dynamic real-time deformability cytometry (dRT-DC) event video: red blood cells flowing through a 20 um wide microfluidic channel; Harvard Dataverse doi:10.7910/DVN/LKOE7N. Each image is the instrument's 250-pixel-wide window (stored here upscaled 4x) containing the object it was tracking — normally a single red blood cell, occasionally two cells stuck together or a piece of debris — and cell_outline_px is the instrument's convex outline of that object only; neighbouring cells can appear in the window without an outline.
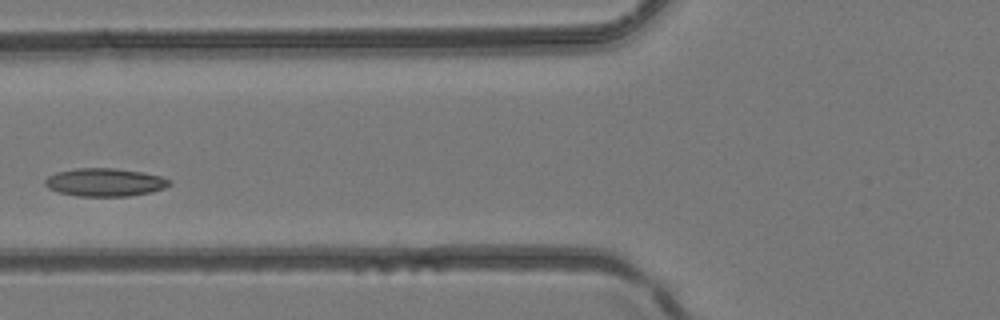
{"species": "common noctule bat (a hibernating species)", "species_latin": "Nyctalus noctula", "temperature_condition": "room temperature", "stored_images_in_passage": 3, "camera_frame_rate_fps": 3000, "um_per_image_px": 0.085, "animal": {"sex": "female", "body_mass_g": 24.6, "forearm_length_mm": 56.2}, "frame": {"image": 1, "passage_image": 3, "time_ms": 0.667, "image_size_px": [1000, 320], "cell_outline_px": [[172, 184], [164, 188], [152, 192], [128, 196], [76, 196], [56, 192], [48, 188], [44, 184], [44, 180], [48, 176], [56, 172], [76, 168], [116, 168], [144, 172], [160, 176], [172, 180]], "centroid_in_image_um": [8.91, 15.49], "position_along_channel_um": 116.9, "area_um2": 20.63}}